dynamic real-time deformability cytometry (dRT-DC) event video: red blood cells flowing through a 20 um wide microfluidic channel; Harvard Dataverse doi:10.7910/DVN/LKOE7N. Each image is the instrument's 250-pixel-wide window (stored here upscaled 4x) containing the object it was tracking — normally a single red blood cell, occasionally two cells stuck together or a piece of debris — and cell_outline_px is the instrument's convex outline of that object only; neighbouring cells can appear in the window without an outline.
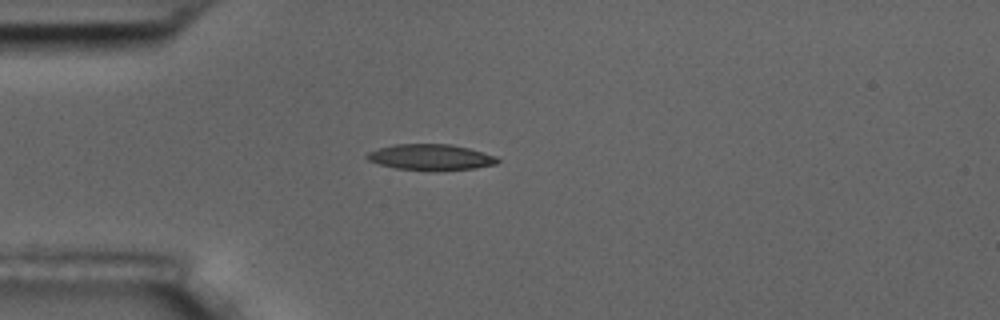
{"species": "common noctule bat (a hibernating species)", "species_latin": "Nyctalus noctula", "temperature_condition": "room temperature", "stored_images_in_passage": 5, "camera_frame_rate_fps": 3000, "um_per_image_px": 0.085, "animal": {"sex": "male", "body_mass_g": 17.5, "forearm_length_mm": 52.3}, "frame": {"image": 1, "passage_image": 5, "time_ms": 4.667, "image_size_px": [1000, 320], "cell_outline_px": [[500, 160], [496, 164], [476, 168], [436, 172], [432, 172], [396, 168], [380, 164], [368, 160], [364, 156], [368, 152], [380, 148], [396, 144], [448, 144], [468, 148], [496, 156]], "centroid_in_image_um": [36.62, 13.38], "position_along_channel_um": 48.4, "area_um2": 19.94}}